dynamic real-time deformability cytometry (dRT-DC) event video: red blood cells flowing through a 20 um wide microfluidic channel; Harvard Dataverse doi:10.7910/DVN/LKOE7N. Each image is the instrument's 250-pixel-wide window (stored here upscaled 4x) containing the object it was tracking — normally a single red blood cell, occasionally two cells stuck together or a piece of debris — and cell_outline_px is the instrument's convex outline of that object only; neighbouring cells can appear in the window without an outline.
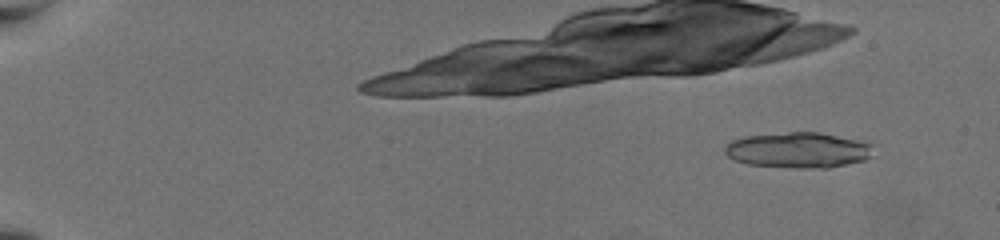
{"species": "common noctule bat (a hibernating species)", "species_latin": "Nyctalus noctula", "temperature_condition": "warm", "stored_images_in_passage": 15, "camera_frame_rate_fps": 3000, "um_per_image_px": 0.085, "animal": {"sex": "female", "body_mass_g": 19.5, "forearm_length_mm": 54.1}, "frame": {"image": 1, "passage_image": 1, "time_ms": 0.0, "image_size_px": [1000, 240], "cell_outline_px": [[872, 144], [868, 156], [864, 160], [828, 168], [796, 168], [748, 164], [736, 160], [728, 156], [724, 152], [724, 148], [732, 140], [744, 136], [788, 132], [816, 132], [856, 140]], "centroid_in_image_um": [67.79, 12.76], "position_along_channel_um": 17.2, "area_um2": 30.29}}
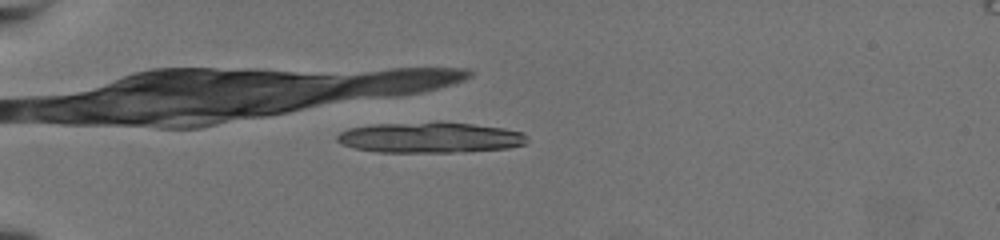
{"frame": {"image": 2, "passage_image": 14, "time_ms": 4.333, "image_size_px": [1000, 240], "cell_outline_px": [[528, 140], [524, 144], [508, 148], [464, 152], [376, 152], [356, 148], [344, 144], [336, 140], [336, 136], [340, 132], [352, 128], [376, 124], [472, 124], [504, 128], [524, 132], [528, 136]], "centroid_in_image_um": [36.62, 11.72], "position_along_channel_um": 48.4, "area_um2": 33.06}}